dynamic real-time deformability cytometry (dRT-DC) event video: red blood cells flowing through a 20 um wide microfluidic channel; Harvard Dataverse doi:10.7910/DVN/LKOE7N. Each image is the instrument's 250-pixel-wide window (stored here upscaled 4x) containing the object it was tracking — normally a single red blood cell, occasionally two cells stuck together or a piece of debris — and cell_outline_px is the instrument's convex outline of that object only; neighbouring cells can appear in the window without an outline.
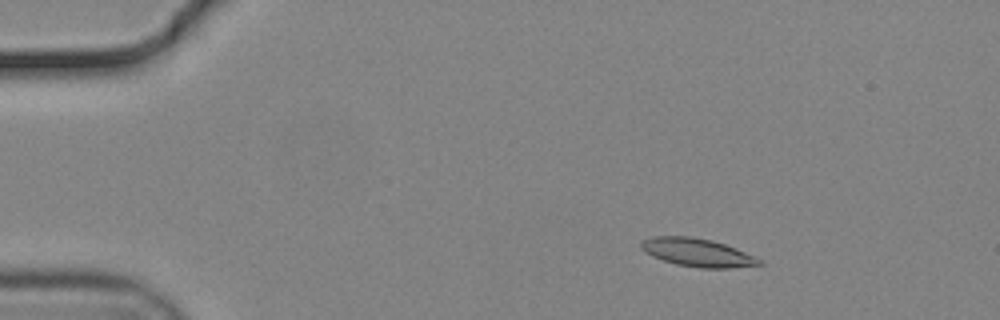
{"species": "common noctule bat (a hibernating species)", "species_latin": "Nyctalus noctula", "temperature_condition": "cold", "stored_images_in_passage": 55, "camera_frame_rate_fps": 3000, "um_per_image_px": 0.085, "animal": {"sex": "male", "body_mass_g": 19.2, "forearm_length_mm": 51.8}, "frame": {"image": 1, "passage_image": 9, "time_ms": 2.667, "image_size_px": [1000, 320], "cell_outline_px": [[764, 264], [728, 268], [700, 268], [676, 264], [652, 256], [644, 252], [640, 248], [640, 240], [652, 236], [688, 236], [712, 240], [736, 248], [764, 260]], "centroid_in_image_um": [59.26, 21.46], "position_along_channel_um": 25.7, "area_um2": 19.54}}
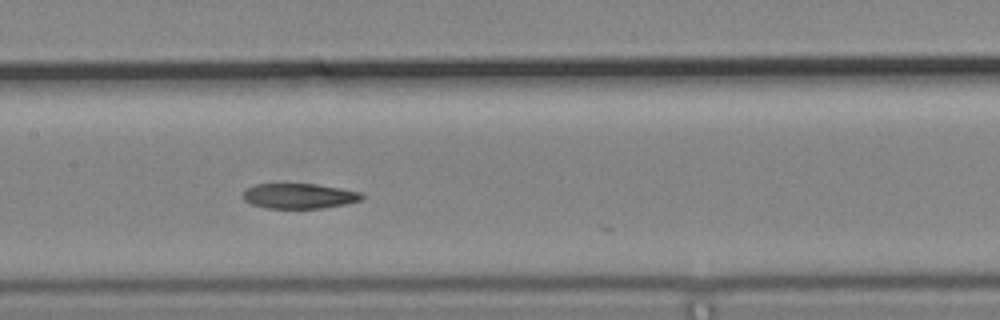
{"frame": {"image": 2, "passage_image": 28, "time_ms": 9.0, "image_size_px": [1000, 320], "cell_outline_px": [[364, 196], [360, 200], [344, 204], [324, 208], [264, 208], [252, 204], [244, 200], [244, 192], [248, 188], [256, 184], [316, 184], [340, 188], [360, 192]], "centroid_in_image_um": [25.43, 16.66], "position_along_channel_um": 182.0, "area_um2": 17.22}}
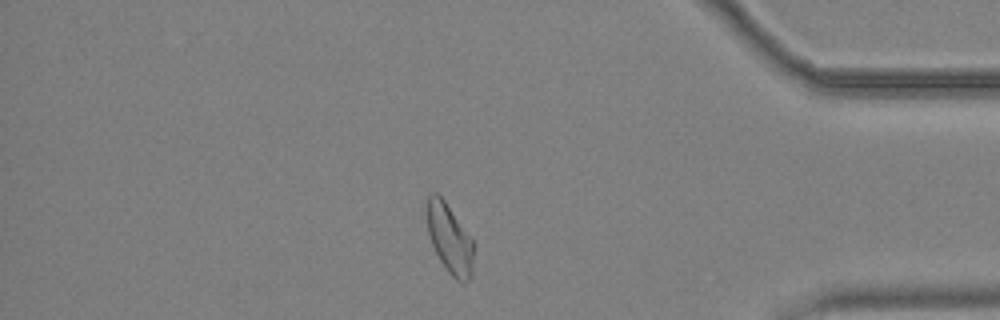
{"frame": {"image": 3, "passage_image": 48, "time_ms": 15.667, "image_size_px": [1000, 320], "cell_outline_px": [[472, 276], [464, 284], [456, 280], [448, 272], [440, 260], [432, 244], [428, 232], [428, 196], [432, 192], [436, 192], [444, 200], [472, 240]], "centroid_in_image_um": [38.22, 20.33], "position_along_channel_um": 397.0, "area_um2": 18.26}}